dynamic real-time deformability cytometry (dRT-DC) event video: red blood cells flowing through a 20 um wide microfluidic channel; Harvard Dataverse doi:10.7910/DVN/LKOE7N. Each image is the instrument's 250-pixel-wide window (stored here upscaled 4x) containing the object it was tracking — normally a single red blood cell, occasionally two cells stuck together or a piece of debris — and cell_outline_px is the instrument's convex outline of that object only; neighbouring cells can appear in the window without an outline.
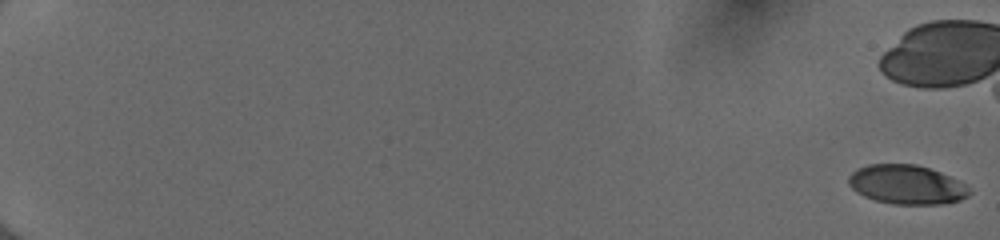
{"species": "human", "species_latin": "Homo sapiens", "temperature_condition": "cold", "stored_images_in_passage": 23, "camera_frame_rate_fps": 3000, "um_per_image_px": 0.085, "donor": {"sex": "female"}, "frame": {"image": 1, "passage_image": 1, "time_ms": 0.0, "image_size_px": [1000, 240], "cell_outline_px": [[972, 192], [968, 196], [960, 200], [944, 204], [892, 204], [876, 200], [864, 196], [856, 192], [848, 184], [848, 176], [856, 168], [868, 164], [916, 164], [940, 172], [968, 184]], "centroid_in_image_um": [77.08, 15.69], "position_along_channel_um": 7.9, "area_um2": 27.86}}